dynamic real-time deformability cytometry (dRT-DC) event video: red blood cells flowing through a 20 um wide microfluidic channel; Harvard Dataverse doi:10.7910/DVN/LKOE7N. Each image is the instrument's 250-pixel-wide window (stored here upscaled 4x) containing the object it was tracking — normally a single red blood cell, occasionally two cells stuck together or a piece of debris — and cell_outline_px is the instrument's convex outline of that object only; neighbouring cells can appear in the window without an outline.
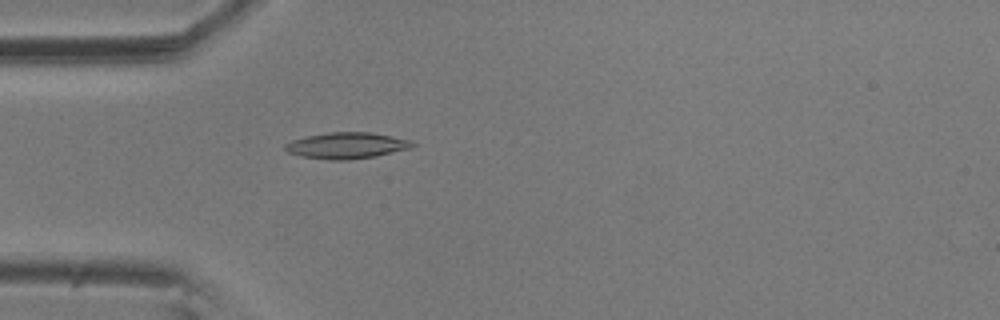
{"species": "common noctule bat (a hibernating species)", "species_latin": "Nyctalus noctula", "temperature_condition": "room temperature", "stored_images_in_passage": 4, "camera_frame_rate_fps": 3000, "um_per_image_px": 0.085, "animal": {"sex": "male", "body_mass_g": 20.5, "forearm_length_mm": 52.5}, "frame": {"image": 1, "passage_image": 4, "time_ms": 1.0, "image_size_px": [1000, 320], "cell_outline_px": [[416, 144], [412, 148], [376, 156], [348, 160], [332, 160], [300, 156], [288, 152], [284, 148], [284, 144], [292, 140], [308, 136], [328, 132], [368, 132], [392, 136], [412, 140]], "centroid_in_image_um": [29.49, 12.37], "position_along_channel_um": 55.5, "area_um2": 19.48}}